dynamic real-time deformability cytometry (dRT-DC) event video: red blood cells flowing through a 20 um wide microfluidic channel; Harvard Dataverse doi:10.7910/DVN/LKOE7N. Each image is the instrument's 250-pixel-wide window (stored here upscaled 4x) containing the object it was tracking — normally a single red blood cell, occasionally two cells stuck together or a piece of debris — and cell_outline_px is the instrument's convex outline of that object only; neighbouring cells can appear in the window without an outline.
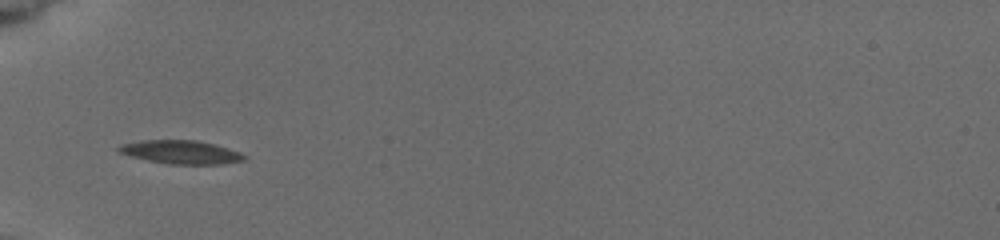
{"species": "common noctule bat (a hibernating species)", "species_latin": "Nyctalus noctula", "temperature_condition": "cold", "stored_images_in_passage": 4, "camera_frame_rate_fps": 3000, "um_per_image_px": 0.085, "animal": {"sex": "female", "body_mass_g": 19.5, "forearm_length_mm": 54.1}, "frame": {"image": 1, "passage_image": 1, "time_ms": 0.0, "image_size_px": [1000, 240], "cell_outline_px": [[248, 156], [244, 160], [224, 164], [168, 164], [148, 160], [132, 156], [120, 152], [116, 148], [120, 144], [140, 140], [196, 140], [216, 144], [240, 152]], "centroid_in_image_um": [15.41, 12.92], "position_along_channel_um": 69.6, "area_um2": 17.22}}
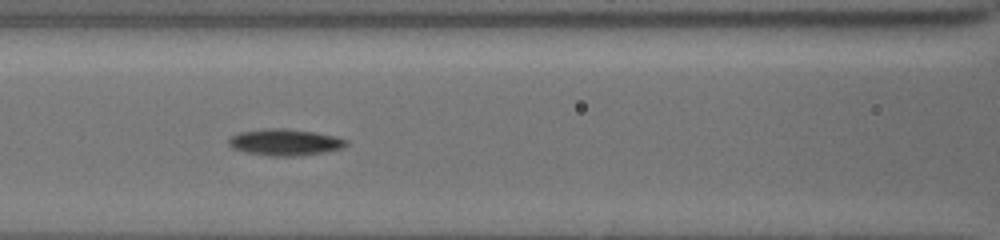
{"frame": {"image": 2, "passage_image": 3, "time_ms": 2.0, "image_size_px": [1000, 240], "cell_outline_px": [[348, 144], [340, 148], [328, 152], [300, 156], [268, 156], [248, 152], [232, 148], [228, 144], [228, 140], [232, 136], [240, 132], [264, 128], [284, 128], [312, 132], [332, 136], [348, 140]], "centroid_in_image_um": [24.21, 12.1], "position_along_channel_um": 142.4, "area_um2": 18.09}}
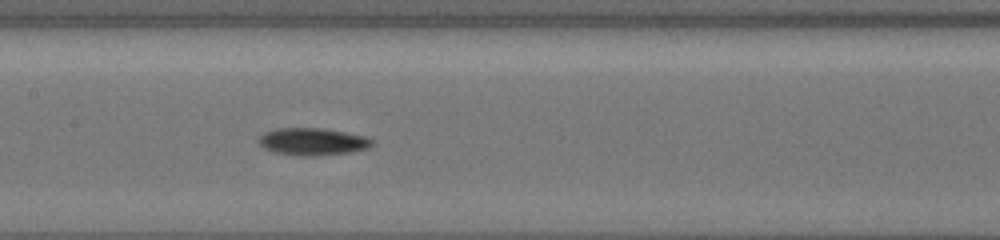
{"frame": {"image": 3, "passage_image": 4, "time_ms": 3.0, "image_size_px": [1000, 240], "cell_outline_px": [[372, 144], [368, 148], [352, 152], [320, 156], [300, 156], [272, 152], [264, 148], [256, 140], [264, 132], [280, 128], [316, 128], [344, 132], [364, 136], [372, 140]], "centroid_in_image_um": [26.53, 12.06], "position_along_channel_um": 180.9, "area_um2": 18.03}}